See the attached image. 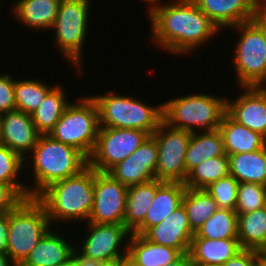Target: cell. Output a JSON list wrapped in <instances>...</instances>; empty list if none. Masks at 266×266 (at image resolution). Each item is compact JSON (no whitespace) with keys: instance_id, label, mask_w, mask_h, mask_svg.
Instances as JSON below:
<instances>
[{"instance_id":"cell-27","label":"cell","mask_w":266,"mask_h":266,"mask_svg":"<svg viewBox=\"0 0 266 266\" xmlns=\"http://www.w3.org/2000/svg\"><path fill=\"white\" fill-rule=\"evenodd\" d=\"M229 175L238 183L266 186V146L254 152L228 155Z\"/></svg>"},{"instance_id":"cell-47","label":"cell","mask_w":266,"mask_h":266,"mask_svg":"<svg viewBox=\"0 0 266 266\" xmlns=\"http://www.w3.org/2000/svg\"><path fill=\"white\" fill-rule=\"evenodd\" d=\"M256 266H266V252H261L257 256Z\"/></svg>"},{"instance_id":"cell-2","label":"cell","mask_w":266,"mask_h":266,"mask_svg":"<svg viewBox=\"0 0 266 266\" xmlns=\"http://www.w3.org/2000/svg\"><path fill=\"white\" fill-rule=\"evenodd\" d=\"M94 179L95 170L88 165L80 173L50 184L36 197L51 225L57 221H88L94 203Z\"/></svg>"},{"instance_id":"cell-48","label":"cell","mask_w":266,"mask_h":266,"mask_svg":"<svg viewBox=\"0 0 266 266\" xmlns=\"http://www.w3.org/2000/svg\"><path fill=\"white\" fill-rule=\"evenodd\" d=\"M59 266H79V264H78L76 258L74 256H72L66 262L61 263Z\"/></svg>"},{"instance_id":"cell-19","label":"cell","mask_w":266,"mask_h":266,"mask_svg":"<svg viewBox=\"0 0 266 266\" xmlns=\"http://www.w3.org/2000/svg\"><path fill=\"white\" fill-rule=\"evenodd\" d=\"M186 186L181 182H164L157 190L144 221L132 232L144 235L183 204Z\"/></svg>"},{"instance_id":"cell-29","label":"cell","mask_w":266,"mask_h":266,"mask_svg":"<svg viewBox=\"0 0 266 266\" xmlns=\"http://www.w3.org/2000/svg\"><path fill=\"white\" fill-rule=\"evenodd\" d=\"M237 225L242 249L266 252V206L238 215Z\"/></svg>"},{"instance_id":"cell-7","label":"cell","mask_w":266,"mask_h":266,"mask_svg":"<svg viewBox=\"0 0 266 266\" xmlns=\"http://www.w3.org/2000/svg\"><path fill=\"white\" fill-rule=\"evenodd\" d=\"M90 0H61L56 20L50 31H55L54 43L62 57L71 63L78 76L81 68L82 51L88 36V23L91 16Z\"/></svg>"},{"instance_id":"cell-46","label":"cell","mask_w":266,"mask_h":266,"mask_svg":"<svg viewBox=\"0 0 266 266\" xmlns=\"http://www.w3.org/2000/svg\"><path fill=\"white\" fill-rule=\"evenodd\" d=\"M145 3H148V13H150L155 7L159 6L162 4L161 0H143Z\"/></svg>"},{"instance_id":"cell-34","label":"cell","mask_w":266,"mask_h":266,"mask_svg":"<svg viewBox=\"0 0 266 266\" xmlns=\"http://www.w3.org/2000/svg\"><path fill=\"white\" fill-rule=\"evenodd\" d=\"M266 206V186L254 183H239L235 212L237 215Z\"/></svg>"},{"instance_id":"cell-22","label":"cell","mask_w":266,"mask_h":266,"mask_svg":"<svg viewBox=\"0 0 266 266\" xmlns=\"http://www.w3.org/2000/svg\"><path fill=\"white\" fill-rule=\"evenodd\" d=\"M74 248V243L50 228L20 266H59L73 256Z\"/></svg>"},{"instance_id":"cell-44","label":"cell","mask_w":266,"mask_h":266,"mask_svg":"<svg viewBox=\"0 0 266 266\" xmlns=\"http://www.w3.org/2000/svg\"><path fill=\"white\" fill-rule=\"evenodd\" d=\"M101 266H129V262L127 258H123L115 261L104 262Z\"/></svg>"},{"instance_id":"cell-18","label":"cell","mask_w":266,"mask_h":266,"mask_svg":"<svg viewBox=\"0 0 266 266\" xmlns=\"http://www.w3.org/2000/svg\"><path fill=\"white\" fill-rule=\"evenodd\" d=\"M221 30L252 21L262 0H192Z\"/></svg>"},{"instance_id":"cell-31","label":"cell","mask_w":266,"mask_h":266,"mask_svg":"<svg viewBox=\"0 0 266 266\" xmlns=\"http://www.w3.org/2000/svg\"><path fill=\"white\" fill-rule=\"evenodd\" d=\"M183 205L187 211L189 225L194 233L218 209L216 201L205 189L186 188Z\"/></svg>"},{"instance_id":"cell-4","label":"cell","mask_w":266,"mask_h":266,"mask_svg":"<svg viewBox=\"0 0 266 266\" xmlns=\"http://www.w3.org/2000/svg\"><path fill=\"white\" fill-rule=\"evenodd\" d=\"M209 94L197 92L165 101L162 103L163 121L191 133L218 129L226 113V97Z\"/></svg>"},{"instance_id":"cell-45","label":"cell","mask_w":266,"mask_h":266,"mask_svg":"<svg viewBox=\"0 0 266 266\" xmlns=\"http://www.w3.org/2000/svg\"><path fill=\"white\" fill-rule=\"evenodd\" d=\"M0 266H16L6 252H0Z\"/></svg>"},{"instance_id":"cell-35","label":"cell","mask_w":266,"mask_h":266,"mask_svg":"<svg viewBox=\"0 0 266 266\" xmlns=\"http://www.w3.org/2000/svg\"><path fill=\"white\" fill-rule=\"evenodd\" d=\"M238 181L231 175L211 183L205 190L216 201L218 208L235 211L237 203Z\"/></svg>"},{"instance_id":"cell-20","label":"cell","mask_w":266,"mask_h":266,"mask_svg":"<svg viewBox=\"0 0 266 266\" xmlns=\"http://www.w3.org/2000/svg\"><path fill=\"white\" fill-rule=\"evenodd\" d=\"M61 0H17L10 11L17 23L36 31L50 30L56 20Z\"/></svg>"},{"instance_id":"cell-15","label":"cell","mask_w":266,"mask_h":266,"mask_svg":"<svg viewBox=\"0 0 266 266\" xmlns=\"http://www.w3.org/2000/svg\"><path fill=\"white\" fill-rule=\"evenodd\" d=\"M239 88L242 93H238L237 98H226V113L238 123L266 138V86Z\"/></svg>"},{"instance_id":"cell-14","label":"cell","mask_w":266,"mask_h":266,"mask_svg":"<svg viewBox=\"0 0 266 266\" xmlns=\"http://www.w3.org/2000/svg\"><path fill=\"white\" fill-rule=\"evenodd\" d=\"M157 153L155 138L149 135L130 156L115 164L107 173L127 187L154 180Z\"/></svg>"},{"instance_id":"cell-6","label":"cell","mask_w":266,"mask_h":266,"mask_svg":"<svg viewBox=\"0 0 266 266\" xmlns=\"http://www.w3.org/2000/svg\"><path fill=\"white\" fill-rule=\"evenodd\" d=\"M46 209L36 197L25 198L8 212L7 255L20 266L51 227Z\"/></svg>"},{"instance_id":"cell-12","label":"cell","mask_w":266,"mask_h":266,"mask_svg":"<svg viewBox=\"0 0 266 266\" xmlns=\"http://www.w3.org/2000/svg\"><path fill=\"white\" fill-rule=\"evenodd\" d=\"M85 225L88 233L80 242L83 244L77 247L84 255L102 263L127 258L128 244L132 233L124 224L87 222Z\"/></svg>"},{"instance_id":"cell-36","label":"cell","mask_w":266,"mask_h":266,"mask_svg":"<svg viewBox=\"0 0 266 266\" xmlns=\"http://www.w3.org/2000/svg\"><path fill=\"white\" fill-rule=\"evenodd\" d=\"M25 159L7 146L0 144V182L8 184H24L19 173L25 170ZM24 168V170H23Z\"/></svg>"},{"instance_id":"cell-17","label":"cell","mask_w":266,"mask_h":266,"mask_svg":"<svg viewBox=\"0 0 266 266\" xmlns=\"http://www.w3.org/2000/svg\"><path fill=\"white\" fill-rule=\"evenodd\" d=\"M194 234L186 208L182 204L159 224L151 227L144 236L155 244L169 246L187 254Z\"/></svg>"},{"instance_id":"cell-42","label":"cell","mask_w":266,"mask_h":266,"mask_svg":"<svg viewBox=\"0 0 266 266\" xmlns=\"http://www.w3.org/2000/svg\"><path fill=\"white\" fill-rule=\"evenodd\" d=\"M73 256L76 258L79 266H101L102 262L84 255L78 248H74Z\"/></svg>"},{"instance_id":"cell-21","label":"cell","mask_w":266,"mask_h":266,"mask_svg":"<svg viewBox=\"0 0 266 266\" xmlns=\"http://www.w3.org/2000/svg\"><path fill=\"white\" fill-rule=\"evenodd\" d=\"M183 253L169 246L151 242L144 235L132 233L127 259L129 266H164L177 261Z\"/></svg>"},{"instance_id":"cell-16","label":"cell","mask_w":266,"mask_h":266,"mask_svg":"<svg viewBox=\"0 0 266 266\" xmlns=\"http://www.w3.org/2000/svg\"><path fill=\"white\" fill-rule=\"evenodd\" d=\"M40 135L30 114L15 109L0 115V144L7 146L26 161Z\"/></svg>"},{"instance_id":"cell-39","label":"cell","mask_w":266,"mask_h":266,"mask_svg":"<svg viewBox=\"0 0 266 266\" xmlns=\"http://www.w3.org/2000/svg\"><path fill=\"white\" fill-rule=\"evenodd\" d=\"M260 251L252 249H242L234 257L230 258L222 266H256L257 256Z\"/></svg>"},{"instance_id":"cell-9","label":"cell","mask_w":266,"mask_h":266,"mask_svg":"<svg viewBox=\"0 0 266 266\" xmlns=\"http://www.w3.org/2000/svg\"><path fill=\"white\" fill-rule=\"evenodd\" d=\"M230 29L239 34L232 57L237 86H266V40L263 32L253 21Z\"/></svg>"},{"instance_id":"cell-41","label":"cell","mask_w":266,"mask_h":266,"mask_svg":"<svg viewBox=\"0 0 266 266\" xmlns=\"http://www.w3.org/2000/svg\"><path fill=\"white\" fill-rule=\"evenodd\" d=\"M8 238V213H0V252L7 251Z\"/></svg>"},{"instance_id":"cell-25","label":"cell","mask_w":266,"mask_h":266,"mask_svg":"<svg viewBox=\"0 0 266 266\" xmlns=\"http://www.w3.org/2000/svg\"><path fill=\"white\" fill-rule=\"evenodd\" d=\"M163 183V181L154 179L128 187L123 224L131 233L144 221L156 190Z\"/></svg>"},{"instance_id":"cell-28","label":"cell","mask_w":266,"mask_h":266,"mask_svg":"<svg viewBox=\"0 0 266 266\" xmlns=\"http://www.w3.org/2000/svg\"><path fill=\"white\" fill-rule=\"evenodd\" d=\"M64 89L61 83H57L31 114L32 121L40 134H49L71 103L67 100Z\"/></svg>"},{"instance_id":"cell-3","label":"cell","mask_w":266,"mask_h":266,"mask_svg":"<svg viewBox=\"0 0 266 266\" xmlns=\"http://www.w3.org/2000/svg\"><path fill=\"white\" fill-rule=\"evenodd\" d=\"M30 153L33 161H25L33 170L28 197H37L50 184L74 176L88 166V158L83 153L48 134L39 136Z\"/></svg>"},{"instance_id":"cell-40","label":"cell","mask_w":266,"mask_h":266,"mask_svg":"<svg viewBox=\"0 0 266 266\" xmlns=\"http://www.w3.org/2000/svg\"><path fill=\"white\" fill-rule=\"evenodd\" d=\"M252 21L260 28L263 32L266 40V0H262L252 17Z\"/></svg>"},{"instance_id":"cell-32","label":"cell","mask_w":266,"mask_h":266,"mask_svg":"<svg viewBox=\"0 0 266 266\" xmlns=\"http://www.w3.org/2000/svg\"><path fill=\"white\" fill-rule=\"evenodd\" d=\"M229 175L228 155L216 156L196 166L184 183L186 188L205 189L211 183Z\"/></svg>"},{"instance_id":"cell-13","label":"cell","mask_w":266,"mask_h":266,"mask_svg":"<svg viewBox=\"0 0 266 266\" xmlns=\"http://www.w3.org/2000/svg\"><path fill=\"white\" fill-rule=\"evenodd\" d=\"M128 187L107 172L95 170L94 203L87 222L123 224Z\"/></svg>"},{"instance_id":"cell-49","label":"cell","mask_w":266,"mask_h":266,"mask_svg":"<svg viewBox=\"0 0 266 266\" xmlns=\"http://www.w3.org/2000/svg\"><path fill=\"white\" fill-rule=\"evenodd\" d=\"M193 266H222V265H211V264H193Z\"/></svg>"},{"instance_id":"cell-38","label":"cell","mask_w":266,"mask_h":266,"mask_svg":"<svg viewBox=\"0 0 266 266\" xmlns=\"http://www.w3.org/2000/svg\"><path fill=\"white\" fill-rule=\"evenodd\" d=\"M14 80L10 73H0V115L16 109Z\"/></svg>"},{"instance_id":"cell-5","label":"cell","mask_w":266,"mask_h":266,"mask_svg":"<svg viewBox=\"0 0 266 266\" xmlns=\"http://www.w3.org/2000/svg\"><path fill=\"white\" fill-rule=\"evenodd\" d=\"M91 98L98 108L100 127L137 129L152 135L163 120L162 103L148 105L138 97L114 90Z\"/></svg>"},{"instance_id":"cell-11","label":"cell","mask_w":266,"mask_h":266,"mask_svg":"<svg viewBox=\"0 0 266 266\" xmlns=\"http://www.w3.org/2000/svg\"><path fill=\"white\" fill-rule=\"evenodd\" d=\"M148 136L143 130L100 127L88 165L96 171L107 172L130 156Z\"/></svg>"},{"instance_id":"cell-1","label":"cell","mask_w":266,"mask_h":266,"mask_svg":"<svg viewBox=\"0 0 266 266\" xmlns=\"http://www.w3.org/2000/svg\"><path fill=\"white\" fill-rule=\"evenodd\" d=\"M163 3L147 15L151 23L150 39L157 48L174 55H188L220 34L221 29L192 0Z\"/></svg>"},{"instance_id":"cell-24","label":"cell","mask_w":266,"mask_h":266,"mask_svg":"<svg viewBox=\"0 0 266 266\" xmlns=\"http://www.w3.org/2000/svg\"><path fill=\"white\" fill-rule=\"evenodd\" d=\"M241 250L238 239L192 238L188 255L193 264L223 265Z\"/></svg>"},{"instance_id":"cell-33","label":"cell","mask_w":266,"mask_h":266,"mask_svg":"<svg viewBox=\"0 0 266 266\" xmlns=\"http://www.w3.org/2000/svg\"><path fill=\"white\" fill-rule=\"evenodd\" d=\"M55 85H48L41 79L14 80L16 109L31 115Z\"/></svg>"},{"instance_id":"cell-43","label":"cell","mask_w":266,"mask_h":266,"mask_svg":"<svg viewBox=\"0 0 266 266\" xmlns=\"http://www.w3.org/2000/svg\"><path fill=\"white\" fill-rule=\"evenodd\" d=\"M164 266H193V262L191 261V258L187 253L183 254L177 261L168 263L167 265Z\"/></svg>"},{"instance_id":"cell-30","label":"cell","mask_w":266,"mask_h":266,"mask_svg":"<svg viewBox=\"0 0 266 266\" xmlns=\"http://www.w3.org/2000/svg\"><path fill=\"white\" fill-rule=\"evenodd\" d=\"M238 215L234 210L218 208L194 234L193 238L238 239Z\"/></svg>"},{"instance_id":"cell-8","label":"cell","mask_w":266,"mask_h":266,"mask_svg":"<svg viewBox=\"0 0 266 266\" xmlns=\"http://www.w3.org/2000/svg\"><path fill=\"white\" fill-rule=\"evenodd\" d=\"M99 125V113L91 95L70 103L54 128L49 132L53 139L76 148L89 158L94 150Z\"/></svg>"},{"instance_id":"cell-26","label":"cell","mask_w":266,"mask_h":266,"mask_svg":"<svg viewBox=\"0 0 266 266\" xmlns=\"http://www.w3.org/2000/svg\"><path fill=\"white\" fill-rule=\"evenodd\" d=\"M223 155L226 152L218 129L192 133L185 156L186 177L203 161Z\"/></svg>"},{"instance_id":"cell-10","label":"cell","mask_w":266,"mask_h":266,"mask_svg":"<svg viewBox=\"0 0 266 266\" xmlns=\"http://www.w3.org/2000/svg\"><path fill=\"white\" fill-rule=\"evenodd\" d=\"M191 132L169 126L163 120L152 134L158 147L155 177L163 182L185 183V156Z\"/></svg>"},{"instance_id":"cell-23","label":"cell","mask_w":266,"mask_h":266,"mask_svg":"<svg viewBox=\"0 0 266 266\" xmlns=\"http://www.w3.org/2000/svg\"><path fill=\"white\" fill-rule=\"evenodd\" d=\"M227 155L249 153L266 146V138L224 114L218 127Z\"/></svg>"},{"instance_id":"cell-37","label":"cell","mask_w":266,"mask_h":266,"mask_svg":"<svg viewBox=\"0 0 266 266\" xmlns=\"http://www.w3.org/2000/svg\"><path fill=\"white\" fill-rule=\"evenodd\" d=\"M26 184V185H25ZM8 184L0 182V213H8L28 198L29 184Z\"/></svg>"}]
</instances>
